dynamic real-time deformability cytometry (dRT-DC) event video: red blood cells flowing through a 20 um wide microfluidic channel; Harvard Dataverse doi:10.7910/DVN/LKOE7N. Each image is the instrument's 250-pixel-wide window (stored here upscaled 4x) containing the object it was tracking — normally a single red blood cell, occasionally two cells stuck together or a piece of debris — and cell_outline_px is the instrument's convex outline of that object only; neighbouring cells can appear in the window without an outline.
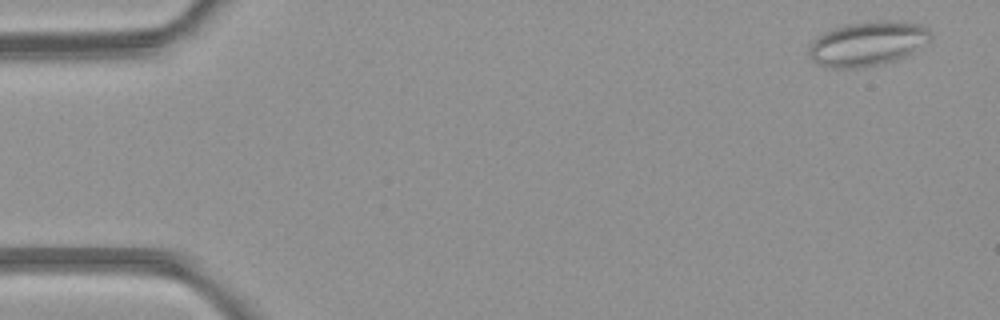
{"species": "common noctule bat (a hibernating species)", "species_latin": "Nyctalus noctula", "temperature_condition": "room temperature", "stored_images_in_passage": 3, "camera_frame_rate_fps": 3000, "um_per_image_px": 0.085, "animal": {"sex": "female", "body_mass_g": 21.9}, "frame": {"image": 1, "passage_image": 3, "time_ms": 2.333, "image_size_px": [1000, 320], "cell_outline_px": [[932, 36], [928, 40], [912, 52], [896, 60], [880, 64], [860, 68], [832, 68], [816, 64], [812, 60], [808, 52], [808, 48], [824, 32], [848, 24], [920, 24], [928, 28], [932, 32]], "centroid_in_image_um": [73.7, 3.79], "position_along_channel_um": 11.3, "area_um2": 30.06}}